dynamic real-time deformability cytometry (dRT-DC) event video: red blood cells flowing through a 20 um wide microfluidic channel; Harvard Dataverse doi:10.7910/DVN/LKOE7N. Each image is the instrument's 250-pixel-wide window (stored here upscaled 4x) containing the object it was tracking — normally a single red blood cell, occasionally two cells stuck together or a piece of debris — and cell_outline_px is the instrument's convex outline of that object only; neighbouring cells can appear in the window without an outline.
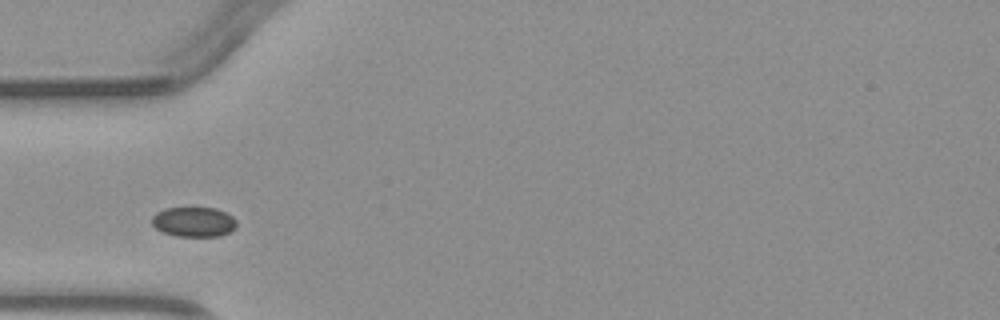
{"species": "common noctule bat (a hibernating species)", "species_latin": "Nyctalus noctula", "temperature_condition": "warm", "stored_images_in_passage": 2, "camera_frame_rate_fps": 3000, "um_per_image_px": 0.085, "animal": {"sex": "male", "body_mass_g": 23.1, "forearm_length_mm": 52.7}, "frame": {"image": 1, "passage_image": 1, "time_ms": 0.0, "image_size_px": [1000, 320], "cell_outline_px": [[236, 228], [220, 236], [176, 236], [164, 232], [156, 228], [152, 224], [152, 216], [156, 212], [164, 208], [216, 208], [232, 216], [236, 220]], "centroid_in_image_um": [16.46, 18.85], "position_along_channel_um": 68.5, "area_um2": 14.68}}
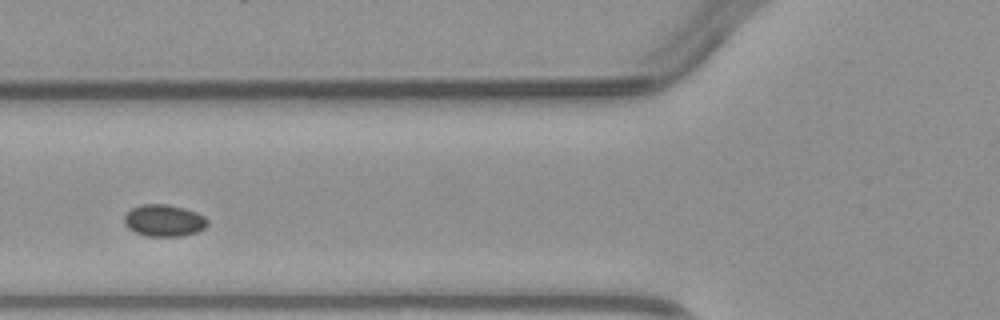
{"frame": {"image": 2, "passage_image": 2, "time_ms": 1.0, "image_size_px": [1000, 320], "cell_outline_px": [[208, 224], [204, 228], [196, 232], [180, 236], [148, 236], [136, 232], [128, 228], [124, 224], [124, 216], [132, 208], [144, 204], [168, 204], [184, 208], [196, 212], [204, 216], [208, 220]], "centroid_in_image_um": [13.94, 18.74], "position_along_channel_um": 111.9, "area_um2": 15.37}}